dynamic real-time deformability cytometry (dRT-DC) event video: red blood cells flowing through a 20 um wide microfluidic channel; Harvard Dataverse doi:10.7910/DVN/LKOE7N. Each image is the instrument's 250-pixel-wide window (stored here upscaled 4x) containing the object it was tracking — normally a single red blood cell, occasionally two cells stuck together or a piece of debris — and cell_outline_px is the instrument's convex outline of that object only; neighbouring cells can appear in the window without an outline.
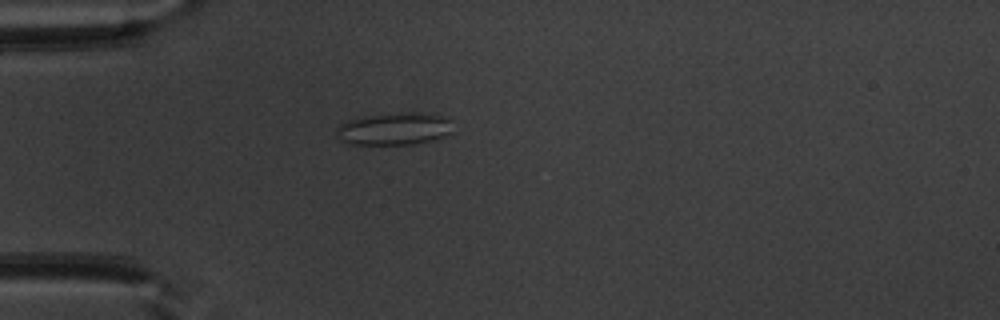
{"species": "common noctule bat (a hibernating species)", "species_latin": "Nyctalus noctula", "temperature_condition": "warm", "stored_images_in_passage": 40, "camera_frame_rate_fps": 3000, "um_per_image_px": 0.085, "animal": {"sex": "male", "body_mass_g": 20.1, "forearm_length_mm": 53.5}, "frame": {"image": 1, "passage_image": 4, "time_ms": 1.0, "image_size_px": [1000, 320], "cell_outline_px": [[452, 132], [444, 136], [432, 140], [416, 144], [348, 144], [336, 136], [336, 128], [340, 124], [348, 120], [372, 116], [412, 112], [440, 116], [452, 120]], "centroid_in_image_um": [33.52, 10.97], "position_along_channel_um": 51.5, "area_um2": 21.62}}
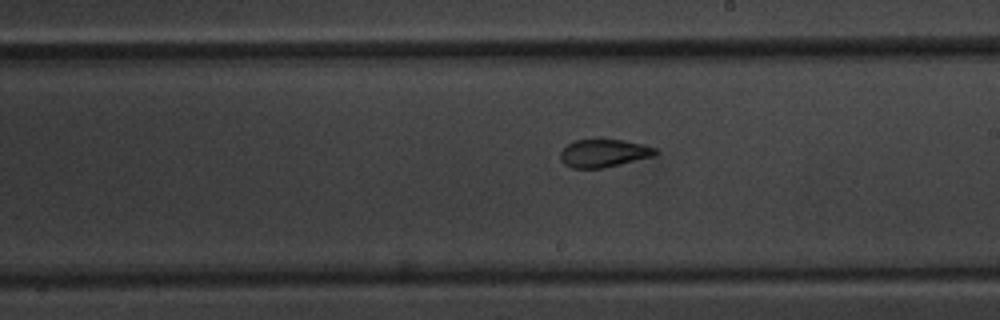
{"frame": {"image": 2, "passage_image": 19, "time_ms": 6.0, "image_size_px": [1000, 320], "cell_outline_px": [[660, 152], [652, 156], [604, 168], [572, 168], [564, 164], [560, 160], [560, 152], [568, 144], [576, 140], [624, 140], [644, 144], [656, 148]], "centroid_in_image_um": [51.33, 13.02], "position_along_channel_um": 237.7, "area_um2": 15.37}}
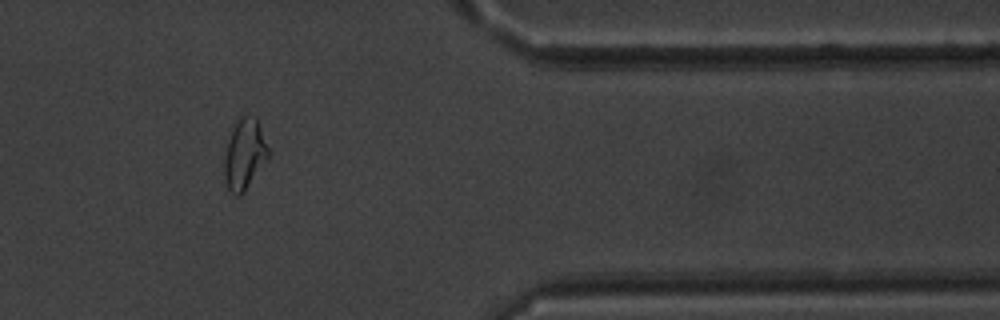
{"frame": {"image": 3, "passage_image": 32, "time_ms": 10.333, "image_size_px": [1000, 320], "cell_outline_px": [[268, 156], [244, 192], [240, 196], [236, 196], [228, 188], [224, 176], [224, 160], [228, 140], [236, 120], [240, 116], [256, 116], [268, 148]], "centroid_in_image_um": [20.76, 13.09], "position_along_channel_um": 390.6, "area_um2": 17.69}, "authors_computed_cell_mechanics": {"area_um2": 16.6753, "velocity_mm_per_s": 3.9585, "shape_relaxation_time_tau1_ms": null, "shape_relaxation_time_tau2_ms": 1.554, "deformation_change_tau1": null, "deformation_change_tau2": 0.0734}}